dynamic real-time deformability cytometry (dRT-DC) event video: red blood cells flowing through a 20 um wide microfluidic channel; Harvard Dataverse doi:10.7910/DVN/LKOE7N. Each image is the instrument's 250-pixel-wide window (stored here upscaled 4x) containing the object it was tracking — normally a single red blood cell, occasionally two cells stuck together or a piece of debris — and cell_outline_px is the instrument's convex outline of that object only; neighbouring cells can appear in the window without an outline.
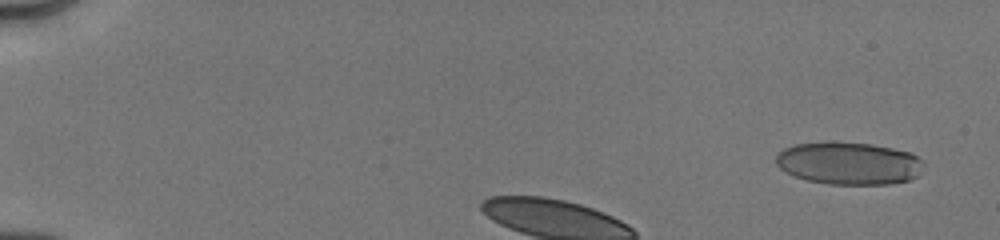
{"species": "human", "species_latin": "Homo sapiens", "temperature_condition": "cold", "stored_images_in_passage": 32, "camera_frame_rate_fps": 3000, "um_per_image_px": 0.085, "donor": {"sex": "male"}, "frame": {"image": 1, "passage_image": 3, "time_ms": 0.667, "image_size_px": [1000, 240], "cell_outline_px": [[924, 164], [916, 176], [908, 180], [888, 184], [828, 184], [808, 180], [796, 176], [780, 168], [776, 164], [776, 156], [784, 148], [796, 144], [872, 144], [912, 152]], "centroid_in_image_um": [72.18, 13.91], "position_along_channel_um": 12.8, "area_um2": 35.6}}
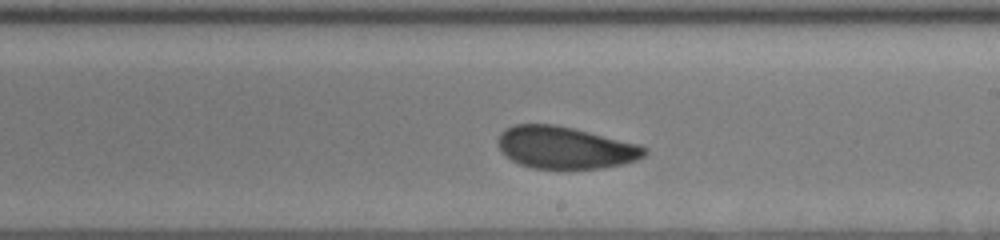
{"frame": {"image": 2, "passage_image": 22, "time_ms": 7.333, "image_size_px": [1000, 240], "cell_outline_px": [[648, 152], [644, 156], [636, 160], [624, 164], [600, 168], [532, 168], [520, 164], [512, 160], [500, 148], [496, 140], [500, 132], [504, 128], [512, 124], [556, 124], [636, 144], [648, 148]], "centroid_in_image_um": [48.0, 12.54], "position_along_channel_um": 241.0, "area_um2": 35.72}}
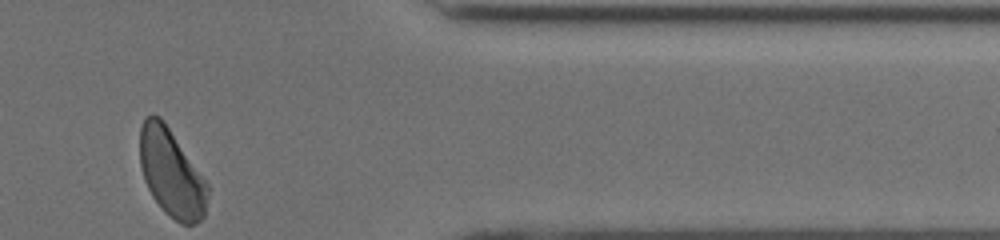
{"frame": {"image": 3, "passage_image": 32, "time_ms": 11.667, "image_size_px": [1000, 240], "cell_outline_px": [[208, 192], [204, 216], [196, 224], [180, 224], [152, 196], [144, 180], [140, 164], [140, 128], [144, 116], [152, 112], [160, 116], [208, 184]], "centroid_in_image_um": [14.55, 14.66], "position_along_channel_um": 396.9, "area_um2": 34.1}, "authors_computed_cell_mechanics": {"area_um2": 36.7897, "velocity_mm_per_s": 3.9795, "shape_relaxation_time_tau1_ms": 3.8842, "shape_relaxation_time_tau2_ms": 1.5259, "deformation_change_tau1": 0.1092, "deformation_change_tau2": 0.0772}}